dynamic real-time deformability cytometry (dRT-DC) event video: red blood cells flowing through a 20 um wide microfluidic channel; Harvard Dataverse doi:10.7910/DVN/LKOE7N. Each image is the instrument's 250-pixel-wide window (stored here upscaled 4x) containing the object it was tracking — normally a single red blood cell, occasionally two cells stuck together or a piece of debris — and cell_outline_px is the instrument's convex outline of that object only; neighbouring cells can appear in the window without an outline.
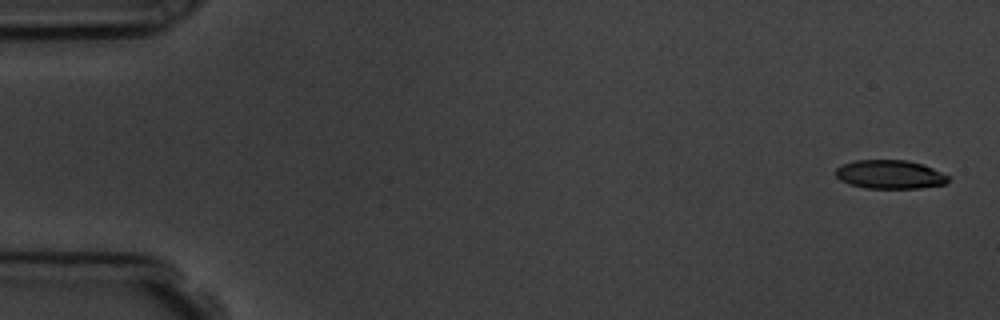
{"species": "common noctule bat (a hibernating species)", "species_latin": "Nyctalus noctula", "temperature_condition": "room temperature", "stored_images_in_passage": 4, "camera_frame_rate_fps": 3000, "um_per_image_px": 0.085, "animal": {"sex": "male", "body_mass_g": 19.5, "forearm_length_mm": 54.6}, "frame": {"image": 1, "passage_image": 1, "time_ms": 0.0, "image_size_px": [1000, 320], "cell_outline_px": [[948, 180], [944, 184], [920, 188], [864, 188], [848, 184], [840, 180], [836, 176], [836, 168], [840, 164], [856, 160], [908, 160], [932, 168], [948, 176]], "centroid_in_image_um": [75.58, 14.83], "position_along_channel_um": 9.4, "area_um2": 18.79}}
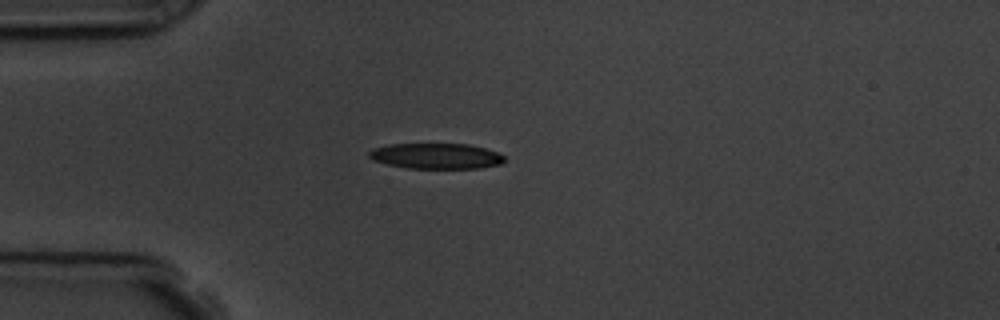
{"frame": {"image": 2, "passage_image": 4, "time_ms": 4.333, "image_size_px": [1000, 320], "cell_outline_px": [[504, 160], [500, 164], [480, 168], [408, 168], [388, 164], [372, 160], [368, 156], [368, 152], [372, 148], [392, 144], [468, 144], [484, 148], [496, 152], [504, 156]], "centroid_in_image_um": [37.04, 13.26], "position_along_channel_um": 48.0, "area_um2": 20.06}}